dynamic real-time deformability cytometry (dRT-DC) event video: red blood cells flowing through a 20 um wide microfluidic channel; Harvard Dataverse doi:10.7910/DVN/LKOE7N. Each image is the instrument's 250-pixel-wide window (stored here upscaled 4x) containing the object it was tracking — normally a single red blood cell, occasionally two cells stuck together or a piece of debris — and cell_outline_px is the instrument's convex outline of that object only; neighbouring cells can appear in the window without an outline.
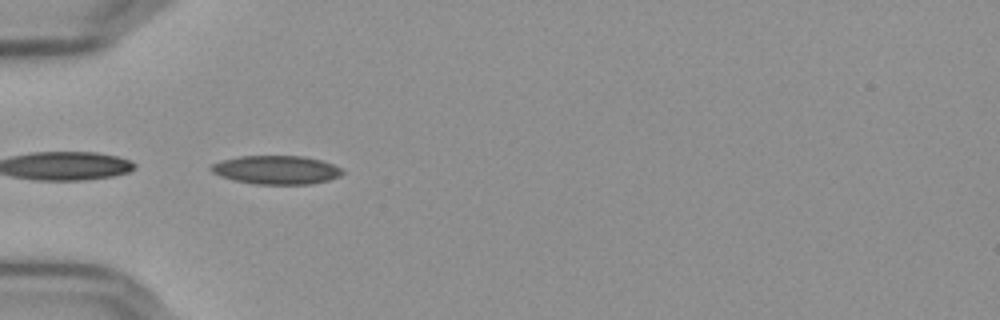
{"species": "Egyptian fruit bat (a non-hibernating species)", "species_latin": "Rousettus aegyptiacus", "temperature_condition": "cold", "stored_images_in_passage": 39, "camera_frame_rate_fps": 3000, "um_per_image_px": 0.085, "frame": {"image": 1, "passage_image": 1, "time_ms": 0.0, "image_size_px": [1000, 320], "cell_outline_px": [[344, 172], [340, 176], [328, 180], [312, 184], [252, 184], [232, 180], [220, 176], [212, 172], [208, 168], [212, 164], [224, 160], [240, 156], [304, 156], [320, 160], [332, 164], [340, 168]], "centroid_in_image_um": [23.47, 14.45], "position_along_channel_um": 61.5, "area_um2": 21.91}}
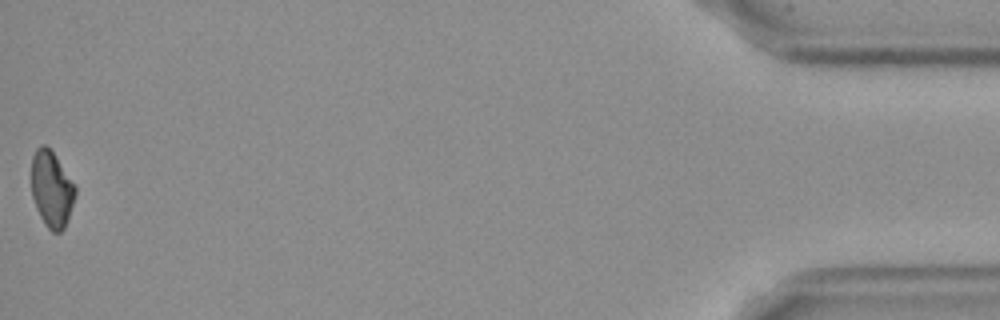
{"frame": {"image": 2, "passage_image": 39, "time_ms": 12.667, "image_size_px": [1000, 320], "cell_outline_px": [[76, 192], [64, 228], [60, 232], [52, 232], [48, 228], [40, 216], [36, 208], [32, 196], [32, 156], [36, 148], [40, 144], [44, 144], [52, 152], [76, 188]], "centroid_in_image_um": [4.36, 16.08], "position_along_channel_um": 430.8, "area_um2": 18.9}, "authors_computed_cell_mechanics": {"area_um2": 20.6346, "velocity_mm_per_s": 3.6425, "shape_relaxation_time_tau1_ms": 6.8102, "shape_relaxation_time_tau2_ms": null, "deformation_change_tau1": 0.1257, "deformation_change_tau2": null}}